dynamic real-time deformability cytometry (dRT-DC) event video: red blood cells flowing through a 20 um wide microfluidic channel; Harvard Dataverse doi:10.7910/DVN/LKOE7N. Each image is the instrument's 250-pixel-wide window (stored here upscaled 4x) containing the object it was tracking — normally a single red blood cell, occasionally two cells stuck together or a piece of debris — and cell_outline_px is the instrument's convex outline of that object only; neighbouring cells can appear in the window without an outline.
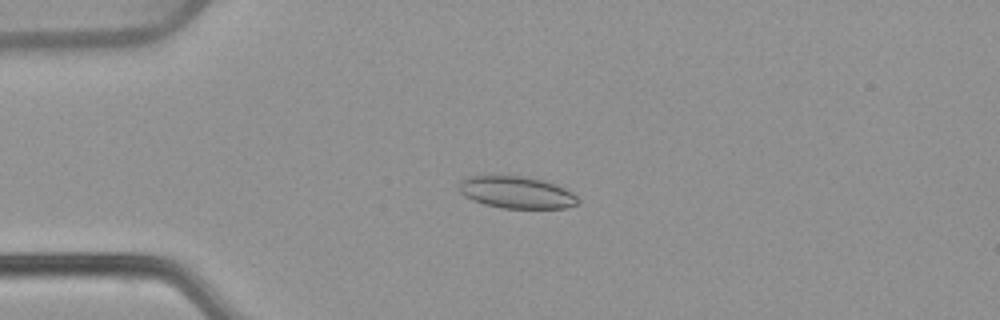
{"species": "common noctule bat (a hibernating species)", "species_latin": "Nyctalus noctula", "temperature_condition": "warm", "stored_images_in_passage": 53, "camera_frame_rate_fps": 3000, "um_per_image_px": 0.085, "animal": {"sex": "female", "body_mass_g": 22.7, "forearm_length_mm": 54.2}, "frame": {"image": 1, "passage_image": 13, "time_ms": 4.0, "image_size_px": [1000, 320], "cell_outline_px": [[580, 200], [576, 204], [564, 208], [504, 208], [484, 204], [472, 200], [464, 196], [456, 188], [460, 180], [468, 176], [524, 176], [544, 180], [556, 184], [572, 192]], "centroid_in_image_um": [43.87, 16.34], "position_along_channel_um": 41.1, "area_um2": 22.31}}
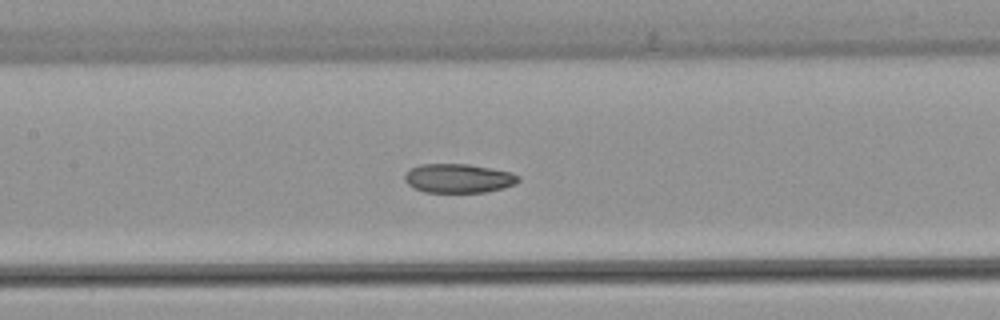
{"frame": {"image": 2, "passage_image": 25, "time_ms": 8.0, "image_size_px": [1000, 320], "cell_outline_px": [[520, 180], [516, 184], [504, 188], [484, 192], [424, 192], [408, 184], [404, 180], [404, 176], [412, 168], [420, 164], [468, 164], [512, 172], [520, 176]], "centroid_in_image_um": [39.01, 15.16], "position_along_channel_um": 168.4, "area_um2": 19.19}}
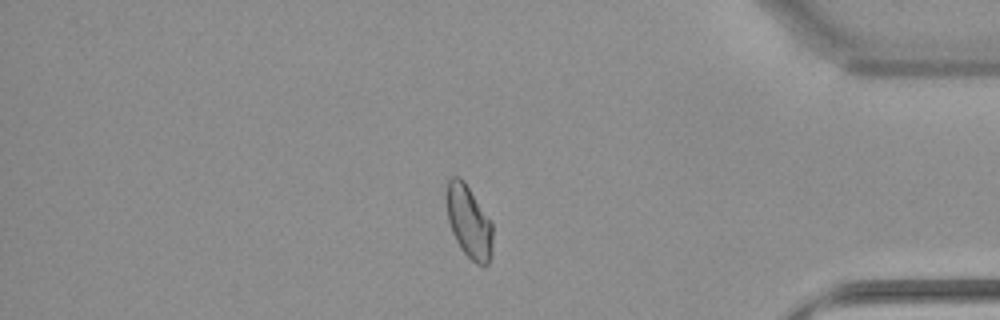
{"frame": {"image": 3, "passage_image": 45, "time_ms": 14.667, "image_size_px": [1000, 320], "cell_outline_px": [[492, 252], [488, 264], [476, 264], [460, 248], [452, 232], [448, 220], [444, 200], [444, 192], [448, 180], [452, 176], [460, 176], [464, 180], [492, 224]], "centroid_in_image_um": [39.8, 18.8], "position_along_channel_um": 395.4, "area_um2": 19.71}, "authors_computed_cell_mechanics": {"area_um2": 20.4612, "velocity_mm_per_s": 3.8511, "shape_relaxation_time_tau1_ms": null, "shape_relaxation_time_tau2_ms": 3.0238, "deformation_change_tau1": null, "deformation_change_tau2": 0.0825}}